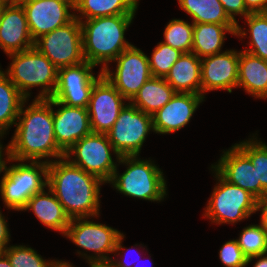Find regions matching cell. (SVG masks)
I'll return each instance as SVG.
<instances>
[{
    "instance_id": "cell-29",
    "label": "cell",
    "mask_w": 267,
    "mask_h": 267,
    "mask_svg": "<svg viewBox=\"0 0 267 267\" xmlns=\"http://www.w3.org/2000/svg\"><path fill=\"white\" fill-rule=\"evenodd\" d=\"M250 34L248 49L243 51L267 60V12L250 13L245 17Z\"/></svg>"
},
{
    "instance_id": "cell-31",
    "label": "cell",
    "mask_w": 267,
    "mask_h": 267,
    "mask_svg": "<svg viewBox=\"0 0 267 267\" xmlns=\"http://www.w3.org/2000/svg\"><path fill=\"white\" fill-rule=\"evenodd\" d=\"M193 29V22L190 24L181 19H173L165 27L164 41L162 42L183 53H191Z\"/></svg>"
},
{
    "instance_id": "cell-34",
    "label": "cell",
    "mask_w": 267,
    "mask_h": 267,
    "mask_svg": "<svg viewBox=\"0 0 267 267\" xmlns=\"http://www.w3.org/2000/svg\"><path fill=\"white\" fill-rule=\"evenodd\" d=\"M182 54L183 52L180 50L159 42L154 48L151 58L148 57L152 76L165 78Z\"/></svg>"
},
{
    "instance_id": "cell-14",
    "label": "cell",
    "mask_w": 267,
    "mask_h": 267,
    "mask_svg": "<svg viewBox=\"0 0 267 267\" xmlns=\"http://www.w3.org/2000/svg\"><path fill=\"white\" fill-rule=\"evenodd\" d=\"M20 4L34 42L75 18L76 12L71 13V10H75L74 0H29Z\"/></svg>"
},
{
    "instance_id": "cell-24",
    "label": "cell",
    "mask_w": 267,
    "mask_h": 267,
    "mask_svg": "<svg viewBox=\"0 0 267 267\" xmlns=\"http://www.w3.org/2000/svg\"><path fill=\"white\" fill-rule=\"evenodd\" d=\"M237 25L216 23L194 24L192 53L199 58L221 53L227 32L236 35Z\"/></svg>"
},
{
    "instance_id": "cell-32",
    "label": "cell",
    "mask_w": 267,
    "mask_h": 267,
    "mask_svg": "<svg viewBox=\"0 0 267 267\" xmlns=\"http://www.w3.org/2000/svg\"><path fill=\"white\" fill-rule=\"evenodd\" d=\"M3 253L13 267H58L59 260H44L34 249L23 245L6 247Z\"/></svg>"
},
{
    "instance_id": "cell-11",
    "label": "cell",
    "mask_w": 267,
    "mask_h": 267,
    "mask_svg": "<svg viewBox=\"0 0 267 267\" xmlns=\"http://www.w3.org/2000/svg\"><path fill=\"white\" fill-rule=\"evenodd\" d=\"M34 47L58 69L84 62L80 20L75 17L66 25L41 36L34 42Z\"/></svg>"
},
{
    "instance_id": "cell-20",
    "label": "cell",
    "mask_w": 267,
    "mask_h": 267,
    "mask_svg": "<svg viewBox=\"0 0 267 267\" xmlns=\"http://www.w3.org/2000/svg\"><path fill=\"white\" fill-rule=\"evenodd\" d=\"M34 46L21 4L4 6L0 15V47L8 55Z\"/></svg>"
},
{
    "instance_id": "cell-46",
    "label": "cell",
    "mask_w": 267,
    "mask_h": 267,
    "mask_svg": "<svg viewBox=\"0 0 267 267\" xmlns=\"http://www.w3.org/2000/svg\"><path fill=\"white\" fill-rule=\"evenodd\" d=\"M90 267H111V266L108 264H103V265H92Z\"/></svg>"
},
{
    "instance_id": "cell-3",
    "label": "cell",
    "mask_w": 267,
    "mask_h": 267,
    "mask_svg": "<svg viewBox=\"0 0 267 267\" xmlns=\"http://www.w3.org/2000/svg\"><path fill=\"white\" fill-rule=\"evenodd\" d=\"M135 15H112L81 22L85 61L103 71L116 57L133 44L125 40V31Z\"/></svg>"
},
{
    "instance_id": "cell-33",
    "label": "cell",
    "mask_w": 267,
    "mask_h": 267,
    "mask_svg": "<svg viewBox=\"0 0 267 267\" xmlns=\"http://www.w3.org/2000/svg\"><path fill=\"white\" fill-rule=\"evenodd\" d=\"M236 241L247 258L267 253V233L261 223L243 228Z\"/></svg>"
},
{
    "instance_id": "cell-15",
    "label": "cell",
    "mask_w": 267,
    "mask_h": 267,
    "mask_svg": "<svg viewBox=\"0 0 267 267\" xmlns=\"http://www.w3.org/2000/svg\"><path fill=\"white\" fill-rule=\"evenodd\" d=\"M121 93L102 75L94 84L88 105L92 132L107 134L127 105Z\"/></svg>"
},
{
    "instance_id": "cell-27",
    "label": "cell",
    "mask_w": 267,
    "mask_h": 267,
    "mask_svg": "<svg viewBox=\"0 0 267 267\" xmlns=\"http://www.w3.org/2000/svg\"><path fill=\"white\" fill-rule=\"evenodd\" d=\"M26 100L0 67V136H4L6 131L15 125Z\"/></svg>"
},
{
    "instance_id": "cell-30",
    "label": "cell",
    "mask_w": 267,
    "mask_h": 267,
    "mask_svg": "<svg viewBox=\"0 0 267 267\" xmlns=\"http://www.w3.org/2000/svg\"><path fill=\"white\" fill-rule=\"evenodd\" d=\"M251 161L256 168L257 183L267 192V145L252 136L246 141L235 144Z\"/></svg>"
},
{
    "instance_id": "cell-5",
    "label": "cell",
    "mask_w": 267,
    "mask_h": 267,
    "mask_svg": "<svg viewBox=\"0 0 267 267\" xmlns=\"http://www.w3.org/2000/svg\"><path fill=\"white\" fill-rule=\"evenodd\" d=\"M138 157H120L118 163L126 165V170L119 175L117 166L108 183L126 196L161 202L167 195V185L162 170L154 164V161Z\"/></svg>"
},
{
    "instance_id": "cell-7",
    "label": "cell",
    "mask_w": 267,
    "mask_h": 267,
    "mask_svg": "<svg viewBox=\"0 0 267 267\" xmlns=\"http://www.w3.org/2000/svg\"><path fill=\"white\" fill-rule=\"evenodd\" d=\"M18 162L20 163L9 167L6 164L0 180V194L8 209L23 211L28 200L47 187L48 163L44 161Z\"/></svg>"
},
{
    "instance_id": "cell-4",
    "label": "cell",
    "mask_w": 267,
    "mask_h": 267,
    "mask_svg": "<svg viewBox=\"0 0 267 267\" xmlns=\"http://www.w3.org/2000/svg\"><path fill=\"white\" fill-rule=\"evenodd\" d=\"M12 62L4 71L16 88L29 99L33 87H41L36 99H48L54 94L58 68L34 46L8 54Z\"/></svg>"
},
{
    "instance_id": "cell-17",
    "label": "cell",
    "mask_w": 267,
    "mask_h": 267,
    "mask_svg": "<svg viewBox=\"0 0 267 267\" xmlns=\"http://www.w3.org/2000/svg\"><path fill=\"white\" fill-rule=\"evenodd\" d=\"M239 51L226 50L201 58V95L213 90L232 93L238 84Z\"/></svg>"
},
{
    "instance_id": "cell-39",
    "label": "cell",
    "mask_w": 267,
    "mask_h": 267,
    "mask_svg": "<svg viewBox=\"0 0 267 267\" xmlns=\"http://www.w3.org/2000/svg\"><path fill=\"white\" fill-rule=\"evenodd\" d=\"M261 211L260 223L262 224L264 231L267 233V199L258 203L257 211Z\"/></svg>"
},
{
    "instance_id": "cell-48",
    "label": "cell",
    "mask_w": 267,
    "mask_h": 267,
    "mask_svg": "<svg viewBox=\"0 0 267 267\" xmlns=\"http://www.w3.org/2000/svg\"><path fill=\"white\" fill-rule=\"evenodd\" d=\"M26 1H29V0H19V4L22 2H26Z\"/></svg>"
},
{
    "instance_id": "cell-44",
    "label": "cell",
    "mask_w": 267,
    "mask_h": 267,
    "mask_svg": "<svg viewBox=\"0 0 267 267\" xmlns=\"http://www.w3.org/2000/svg\"><path fill=\"white\" fill-rule=\"evenodd\" d=\"M0 3H2L4 6L16 5L19 4V0H0Z\"/></svg>"
},
{
    "instance_id": "cell-43",
    "label": "cell",
    "mask_w": 267,
    "mask_h": 267,
    "mask_svg": "<svg viewBox=\"0 0 267 267\" xmlns=\"http://www.w3.org/2000/svg\"><path fill=\"white\" fill-rule=\"evenodd\" d=\"M0 267H13L8 257L3 252L0 253Z\"/></svg>"
},
{
    "instance_id": "cell-6",
    "label": "cell",
    "mask_w": 267,
    "mask_h": 267,
    "mask_svg": "<svg viewBox=\"0 0 267 267\" xmlns=\"http://www.w3.org/2000/svg\"><path fill=\"white\" fill-rule=\"evenodd\" d=\"M88 219V217L72 218L64 236L78 247L94 252L91 255L81 253V251L77 252L79 255L85 256L90 266L109 264L112 260V257L108 256L109 253L120 255L124 252L122 240L125 235L113 227Z\"/></svg>"
},
{
    "instance_id": "cell-19",
    "label": "cell",
    "mask_w": 267,
    "mask_h": 267,
    "mask_svg": "<svg viewBox=\"0 0 267 267\" xmlns=\"http://www.w3.org/2000/svg\"><path fill=\"white\" fill-rule=\"evenodd\" d=\"M204 98L201 94L176 93L152 115L154 132L169 134L185 127Z\"/></svg>"
},
{
    "instance_id": "cell-8",
    "label": "cell",
    "mask_w": 267,
    "mask_h": 267,
    "mask_svg": "<svg viewBox=\"0 0 267 267\" xmlns=\"http://www.w3.org/2000/svg\"><path fill=\"white\" fill-rule=\"evenodd\" d=\"M211 170L218 183L204 209L206 218L216 224H234L257 212L259 201L255 197L239 186L228 183L212 167Z\"/></svg>"
},
{
    "instance_id": "cell-23",
    "label": "cell",
    "mask_w": 267,
    "mask_h": 267,
    "mask_svg": "<svg viewBox=\"0 0 267 267\" xmlns=\"http://www.w3.org/2000/svg\"><path fill=\"white\" fill-rule=\"evenodd\" d=\"M237 87L255 98L267 99V60L240 51Z\"/></svg>"
},
{
    "instance_id": "cell-28",
    "label": "cell",
    "mask_w": 267,
    "mask_h": 267,
    "mask_svg": "<svg viewBox=\"0 0 267 267\" xmlns=\"http://www.w3.org/2000/svg\"><path fill=\"white\" fill-rule=\"evenodd\" d=\"M179 7L192 17L194 24L237 25L224 11L219 0H178Z\"/></svg>"
},
{
    "instance_id": "cell-26",
    "label": "cell",
    "mask_w": 267,
    "mask_h": 267,
    "mask_svg": "<svg viewBox=\"0 0 267 267\" xmlns=\"http://www.w3.org/2000/svg\"><path fill=\"white\" fill-rule=\"evenodd\" d=\"M138 1L139 0H74V11L80 12V16L75 14V17L82 21V19L88 20L112 15H135Z\"/></svg>"
},
{
    "instance_id": "cell-42",
    "label": "cell",
    "mask_w": 267,
    "mask_h": 267,
    "mask_svg": "<svg viewBox=\"0 0 267 267\" xmlns=\"http://www.w3.org/2000/svg\"><path fill=\"white\" fill-rule=\"evenodd\" d=\"M129 250H131V249L128 248L127 251H129ZM133 263L131 264V263H128V262H124L123 260L121 261L120 259L118 261V258H117V260L116 259H114V260L112 259L108 265H110L111 267H133L134 266Z\"/></svg>"
},
{
    "instance_id": "cell-38",
    "label": "cell",
    "mask_w": 267,
    "mask_h": 267,
    "mask_svg": "<svg viewBox=\"0 0 267 267\" xmlns=\"http://www.w3.org/2000/svg\"><path fill=\"white\" fill-rule=\"evenodd\" d=\"M250 13H266L267 0H243Z\"/></svg>"
},
{
    "instance_id": "cell-13",
    "label": "cell",
    "mask_w": 267,
    "mask_h": 267,
    "mask_svg": "<svg viewBox=\"0 0 267 267\" xmlns=\"http://www.w3.org/2000/svg\"><path fill=\"white\" fill-rule=\"evenodd\" d=\"M95 65L84 61L78 65L58 69L57 84L51 99L70 107L88 108L95 82L103 75L94 76Z\"/></svg>"
},
{
    "instance_id": "cell-2",
    "label": "cell",
    "mask_w": 267,
    "mask_h": 267,
    "mask_svg": "<svg viewBox=\"0 0 267 267\" xmlns=\"http://www.w3.org/2000/svg\"><path fill=\"white\" fill-rule=\"evenodd\" d=\"M48 185L65 213L72 218L98 217L100 185L98 177L71 164L65 157L48 163Z\"/></svg>"
},
{
    "instance_id": "cell-18",
    "label": "cell",
    "mask_w": 267,
    "mask_h": 267,
    "mask_svg": "<svg viewBox=\"0 0 267 267\" xmlns=\"http://www.w3.org/2000/svg\"><path fill=\"white\" fill-rule=\"evenodd\" d=\"M53 125L58 147L66 153L77 141L92 132L88 108L70 107L52 99Z\"/></svg>"
},
{
    "instance_id": "cell-10",
    "label": "cell",
    "mask_w": 267,
    "mask_h": 267,
    "mask_svg": "<svg viewBox=\"0 0 267 267\" xmlns=\"http://www.w3.org/2000/svg\"><path fill=\"white\" fill-rule=\"evenodd\" d=\"M150 131L154 132L152 115L129 102L106 135L120 157L139 156Z\"/></svg>"
},
{
    "instance_id": "cell-36",
    "label": "cell",
    "mask_w": 267,
    "mask_h": 267,
    "mask_svg": "<svg viewBox=\"0 0 267 267\" xmlns=\"http://www.w3.org/2000/svg\"><path fill=\"white\" fill-rule=\"evenodd\" d=\"M221 4L223 5L224 11L226 14L229 16V18L237 24V31L236 35L238 37H243L247 36L245 31L246 29L241 28L238 24V20H236L235 16L241 15L244 18L250 14V12L246 9V6L244 4L243 0H219Z\"/></svg>"
},
{
    "instance_id": "cell-16",
    "label": "cell",
    "mask_w": 267,
    "mask_h": 267,
    "mask_svg": "<svg viewBox=\"0 0 267 267\" xmlns=\"http://www.w3.org/2000/svg\"><path fill=\"white\" fill-rule=\"evenodd\" d=\"M218 163L211 167L228 183L248 191L259 202L267 199V192L257 183L256 168L250 159L234 144L224 150Z\"/></svg>"
},
{
    "instance_id": "cell-12",
    "label": "cell",
    "mask_w": 267,
    "mask_h": 267,
    "mask_svg": "<svg viewBox=\"0 0 267 267\" xmlns=\"http://www.w3.org/2000/svg\"><path fill=\"white\" fill-rule=\"evenodd\" d=\"M116 71L107 66L102 72L107 80L121 93L126 101H131L139 89L152 77L148 56L132 45L120 53L116 59Z\"/></svg>"
},
{
    "instance_id": "cell-41",
    "label": "cell",
    "mask_w": 267,
    "mask_h": 267,
    "mask_svg": "<svg viewBox=\"0 0 267 267\" xmlns=\"http://www.w3.org/2000/svg\"><path fill=\"white\" fill-rule=\"evenodd\" d=\"M252 259H257L253 267H267V253L247 258V265L252 261Z\"/></svg>"
},
{
    "instance_id": "cell-1",
    "label": "cell",
    "mask_w": 267,
    "mask_h": 267,
    "mask_svg": "<svg viewBox=\"0 0 267 267\" xmlns=\"http://www.w3.org/2000/svg\"><path fill=\"white\" fill-rule=\"evenodd\" d=\"M21 107L15 123L16 129L9 142L10 161L53 162V158H64L65 153L58 147L53 125L52 99H34ZM25 107V109H24ZM51 157L52 160H49ZM53 157V158H52ZM46 158V160H45Z\"/></svg>"
},
{
    "instance_id": "cell-35",
    "label": "cell",
    "mask_w": 267,
    "mask_h": 267,
    "mask_svg": "<svg viewBox=\"0 0 267 267\" xmlns=\"http://www.w3.org/2000/svg\"><path fill=\"white\" fill-rule=\"evenodd\" d=\"M219 258L225 267L247 266V257L243 254L236 239H232L223 244L219 251Z\"/></svg>"
},
{
    "instance_id": "cell-25",
    "label": "cell",
    "mask_w": 267,
    "mask_h": 267,
    "mask_svg": "<svg viewBox=\"0 0 267 267\" xmlns=\"http://www.w3.org/2000/svg\"><path fill=\"white\" fill-rule=\"evenodd\" d=\"M175 94L176 92L165 78L152 76L139 89L130 103L144 113L153 115L165 106Z\"/></svg>"
},
{
    "instance_id": "cell-40",
    "label": "cell",
    "mask_w": 267,
    "mask_h": 267,
    "mask_svg": "<svg viewBox=\"0 0 267 267\" xmlns=\"http://www.w3.org/2000/svg\"><path fill=\"white\" fill-rule=\"evenodd\" d=\"M1 138H3V136H0V139ZM1 141V140H0ZM6 148V149H5ZM5 148H3V145L1 144V142H0V174L3 172L4 173V171H5V166H6V164L8 163V158H9V144L5 147ZM5 149V155H7V161L5 160V158L3 159V150Z\"/></svg>"
},
{
    "instance_id": "cell-37",
    "label": "cell",
    "mask_w": 267,
    "mask_h": 267,
    "mask_svg": "<svg viewBox=\"0 0 267 267\" xmlns=\"http://www.w3.org/2000/svg\"><path fill=\"white\" fill-rule=\"evenodd\" d=\"M10 236L7 221L0 210V253L9 245Z\"/></svg>"
},
{
    "instance_id": "cell-21",
    "label": "cell",
    "mask_w": 267,
    "mask_h": 267,
    "mask_svg": "<svg viewBox=\"0 0 267 267\" xmlns=\"http://www.w3.org/2000/svg\"><path fill=\"white\" fill-rule=\"evenodd\" d=\"M47 189L48 192L44 189L33 195L23 210H32L43 225L64 235L71 219L54 193L48 187Z\"/></svg>"
},
{
    "instance_id": "cell-47",
    "label": "cell",
    "mask_w": 267,
    "mask_h": 267,
    "mask_svg": "<svg viewBox=\"0 0 267 267\" xmlns=\"http://www.w3.org/2000/svg\"><path fill=\"white\" fill-rule=\"evenodd\" d=\"M3 7H4V5L2 3H0V15H1Z\"/></svg>"
},
{
    "instance_id": "cell-45",
    "label": "cell",
    "mask_w": 267,
    "mask_h": 267,
    "mask_svg": "<svg viewBox=\"0 0 267 267\" xmlns=\"http://www.w3.org/2000/svg\"><path fill=\"white\" fill-rule=\"evenodd\" d=\"M58 267H73V265H71V263L67 262V261H60V265Z\"/></svg>"
},
{
    "instance_id": "cell-9",
    "label": "cell",
    "mask_w": 267,
    "mask_h": 267,
    "mask_svg": "<svg viewBox=\"0 0 267 267\" xmlns=\"http://www.w3.org/2000/svg\"><path fill=\"white\" fill-rule=\"evenodd\" d=\"M116 155V162L112 154ZM72 155V156H71ZM74 156V158H73ZM71 164L108 183L118 166L120 156L113 148L106 134L91 132L77 141L64 156ZM72 160H71V159Z\"/></svg>"
},
{
    "instance_id": "cell-22",
    "label": "cell",
    "mask_w": 267,
    "mask_h": 267,
    "mask_svg": "<svg viewBox=\"0 0 267 267\" xmlns=\"http://www.w3.org/2000/svg\"><path fill=\"white\" fill-rule=\"evenodd\" d=\"M165 80L176 93L201 94V58L192 52L183 53Z\"/></svg>"
}]
</instances>
